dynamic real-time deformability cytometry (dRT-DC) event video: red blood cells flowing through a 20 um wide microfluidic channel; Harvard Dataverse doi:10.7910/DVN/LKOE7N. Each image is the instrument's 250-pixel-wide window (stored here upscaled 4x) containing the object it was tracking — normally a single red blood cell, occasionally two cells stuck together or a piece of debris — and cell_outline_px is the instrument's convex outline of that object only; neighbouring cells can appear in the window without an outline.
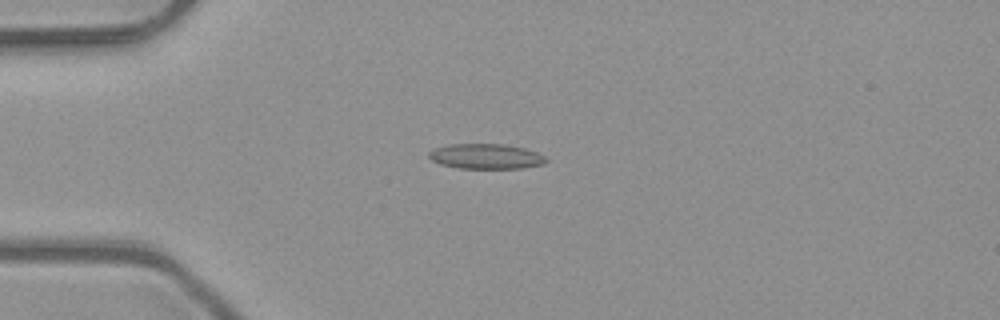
{"species": "common noctule bat (a hibernating species)", "species_latin": "Nyctalus noctula", "temperature_condition": "room temperature", "stored_images_in_passage": 5, "camera_frame_rate_fps": 3000, "um_per_image_px": 0.085, "animal": {"sex": "male", "body_mass_g": 23.1, "forearm_length_mm": 52.7}, "frame": {"image": 1, "passage_image": 3, "time_ms": 0.667, "image_size_px": [1000, 320], "cell_outline_px": [[548, 160], [544, 164], [524, 168], [460, 168], [440, 164], [432, 160], [428, 156], [428, 152], [436, 148], [448, 144], [504, 144], [524, 148], [536, 152], [544, 156]], "centroid_in_image_um": [41.31, 13.29], "position_along_channel_um": 43.7, "area_um2": 17.11}}
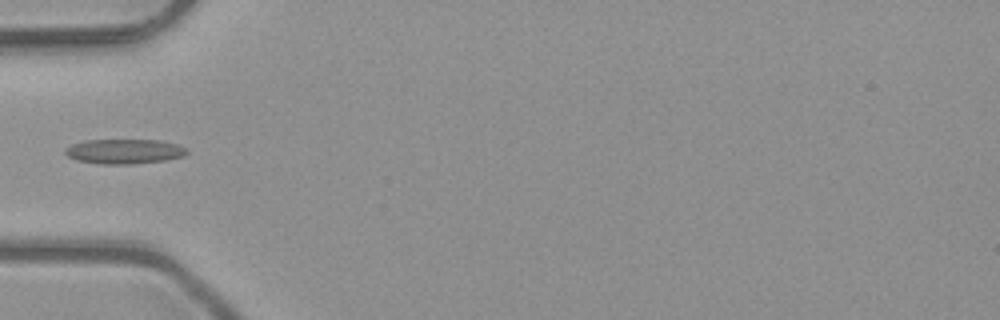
{"frame": {"image": 2, "passage_image": 4, "time_ms": 1.0, "image_size_px": [1000, 320], "cell_outline_px": [[188, 152], [184, 156], [164, 160], [132, 164], [100, 164], [76, 160], [68, 156], [64, 152], [64, 148], [72, 144], [84, 140], [160, 140], [180, 144], [188, 148]], "centroid_in_image_um": [10.58, 12.86], "position_along_channel_um": 74.4, "area_um2": 17.74}}
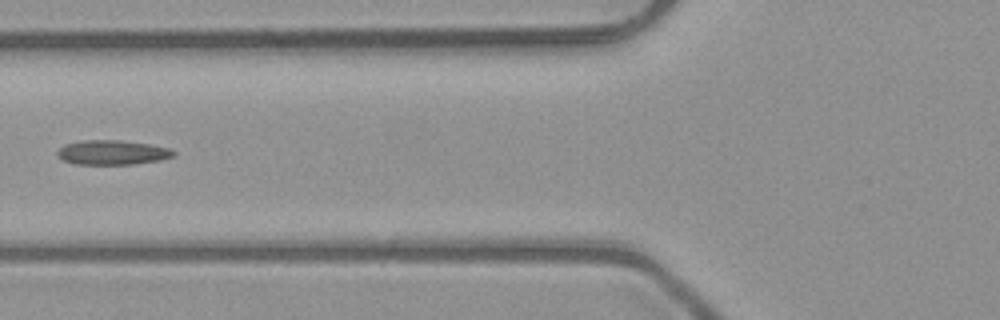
{"frame": {"image": 3, "passage_image": 5, "time_ms": 1.333, "image_size_px": [1000, 320], "cell_outline_px": [[176, 156], [160, 160], [136, 164], [76, 164], [64, 160], [56, 156], [56, 152], [64, 144], [80, 140], [120, 140], [148, 144], [168, 148], [176, 152]], "centroid_in_image_um": [9.54, 12.96], "position_along_channel_um": 116.3, "area_um2": 16.7}}